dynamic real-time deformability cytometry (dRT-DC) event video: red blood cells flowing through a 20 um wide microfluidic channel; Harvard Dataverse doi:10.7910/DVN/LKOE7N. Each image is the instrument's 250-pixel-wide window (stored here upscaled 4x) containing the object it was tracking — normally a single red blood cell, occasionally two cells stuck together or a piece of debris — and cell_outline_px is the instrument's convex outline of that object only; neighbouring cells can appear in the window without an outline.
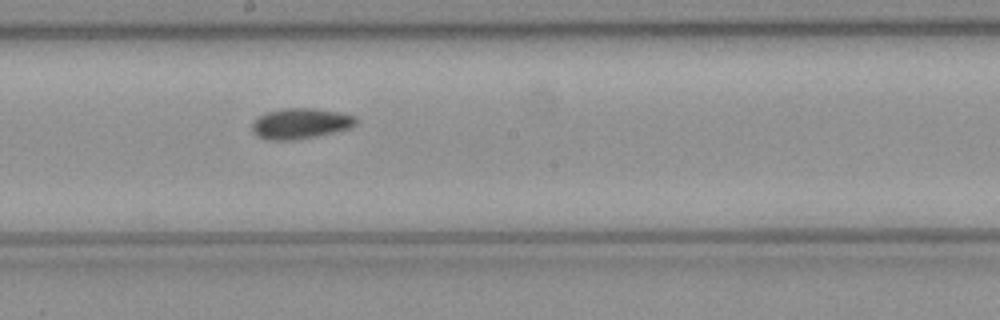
{"species": "common noctule bat (a hibernating species)", "species_latin": "Nyctalus noctula", "temperature_condition": "cold", "stored_images_in_passage": 9, "camera_frame_rate_fps": 3000, "um_per_image_px": 0.085, "animal": {"sex": "female", "body_mass_g": 21.9}, "frame": {"image": 1, "passage_image": 9, "time_ms": 2.667, "image_size_px": [1000, 320], "cell_outline_px": [[356, 124], [348, 128], [336, 132], [316, 136], [292, 140], [268, 140], [256, 136], [252, 132], [252, 124], [260, 116], [268, 112], [280, 108], [316, 108], [356, 116]], "centroid_in_image_um": [25.52, 10.5], "position_along_channel_um": 222.7, "area_um2": 18.44}}